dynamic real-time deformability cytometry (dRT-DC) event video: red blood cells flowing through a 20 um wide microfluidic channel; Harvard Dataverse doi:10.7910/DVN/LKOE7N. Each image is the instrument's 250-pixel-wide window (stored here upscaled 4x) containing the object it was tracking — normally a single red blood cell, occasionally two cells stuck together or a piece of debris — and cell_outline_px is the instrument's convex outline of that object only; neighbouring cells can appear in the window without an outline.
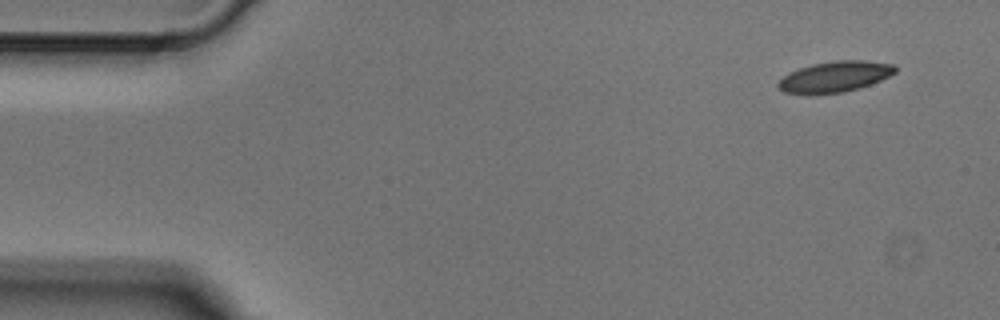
{"species": "Egyptian fruit bat (a non-hibernating species)", "species_latin": "Rousettus aegyptiacus", "temperature_condition": "cold", "stored_images_in_passage": 4, "camera_frame_rate_fps": 3000, "um_per_image_px": 0.085, "animal": {"sex": "male"}, "frame": {"image": 1, "passage_image": 1, "time_ms": 0.0, "image_size_px": [1000, 320], "cell_outline_px": [[896, 72], [880, 80], [860, 88], [844, 92], [812, 96], [804, 96], [784, 92], [776, 88], [776, 84], [788, 72], [812, 64], [836, 60], [864, 60], [892, 64], [896, 68]], "centroid_in_image_um": [70.88, 6.55], "position_along_channel_um": 14.1, "area_um2": 21.5}}
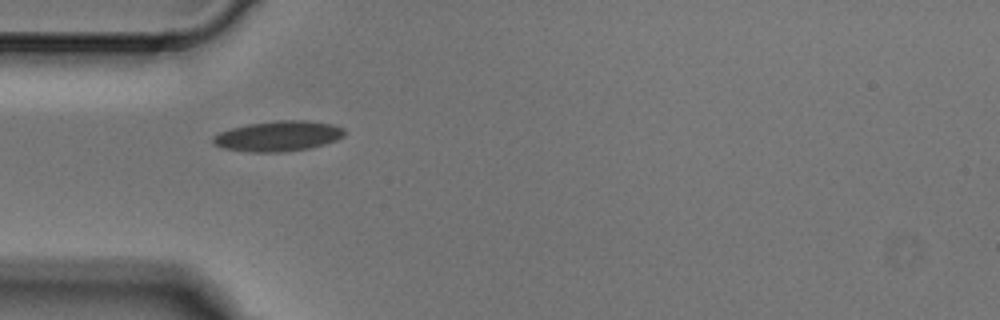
{"frame": {"image": 2, "passage_image": 4, "time_ms": 1.0, "image_size_px": [1000, 320], "cell_outline_px": [[344, 136], [336, 140], [324, 144], [308, 148], [284, 152], [248, 152], [220, 148], [212, 140], [212, 136], [220, 132], [232, 128], [248, 124], [276, 120], [304, 120], [332, 124], [344, 128]], "centroid_in_image_um": [23.63, 11.57], "position_along_channel_um": 61.4, "area_um2": 23.24}}